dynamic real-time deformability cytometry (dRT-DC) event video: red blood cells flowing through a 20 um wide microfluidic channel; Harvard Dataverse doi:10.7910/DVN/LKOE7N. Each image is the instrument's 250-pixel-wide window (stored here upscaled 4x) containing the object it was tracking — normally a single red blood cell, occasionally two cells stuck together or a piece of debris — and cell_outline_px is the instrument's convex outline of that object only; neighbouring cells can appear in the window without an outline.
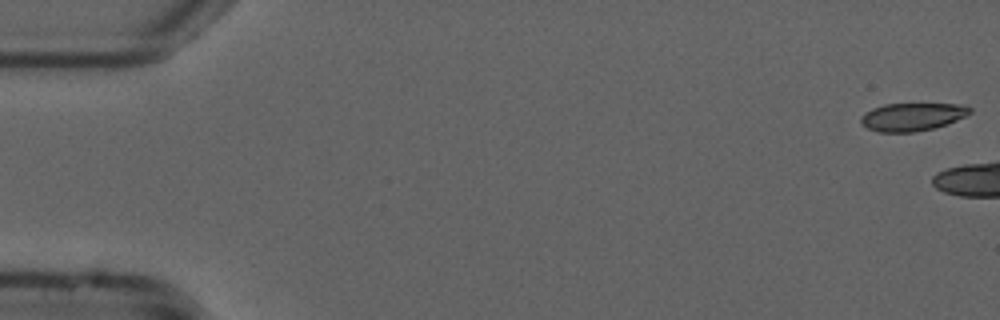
{"species": "common noctule bat (a hibernating species)", "species_latin": "Nyctalus noctula", "temperature_condition": "cold", "stored_images_in_passage": 6, "camera_frame_rate_fps": 3000, "um_per_image_px": 0.085, "animal": {"sex": "male", "forearm_length_mm": 52.5}, "frame": {"image": 1, "passage_image": 1, "time_ms": 0.0, "image_size_px": [1000, 320], "cell_outline_px": [[972, 112], [948, 124], [936, 128], [912, 132], [876, 132], [860, 124], [860, 116], [864, 112], [872, 108], [884, 104], [964, 104], [972, 108]], "centroid_in_image_um": [77.52, 9.93], "position_along_channel_um": 7.5, "area_um2": 17.98}}